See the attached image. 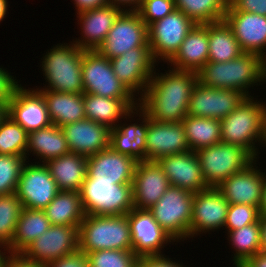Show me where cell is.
Listing matches in <instances>:
<instances>
[{
	"label": "cell",
	"mask_w": 266,
	"mask_h": 267,
	"mask_svg": "<svg viewBox=\"0 0 266 267\" xmlns=\"http://www.w3.org/2000/svg\"><path fill=\"white\" fill-rule=\"evenodd\" d=\"M261 252H266V215L260 216Z\"/></svg>",
	"instance_id": "cell-53"
},
{
	"label": "cell",
	"mask_w": 266,
	"mask_h": 267,
	"mask_svg": "<svg viewBox=\"0 0 266 267\" xmlns=\"http://www.w3.org/2000/svg\"><path fill=\"white\" fill-rule=\"evenodd\" d=\"M259 207L246 204H229L225 221L227 231L236 230L260 219Z\"/></svg>",
	"instance_id": "cell-43"
},
{
	"label": "cell",
	"mask_w": 266,
	"mask_h": 267,
	"mask_svg": "<svg viewBox=\"0 0 266 267\" xmlns=\"http://www.w3.org/2000/svg\"><path fill=\"white\" fill-rule=\"evenodd\" d=\"M8 115L28 133L52 124L43 95L35 89H24L21 84L8 103Z\"/></svg>",
	"instance_id": "cell-19"
},
{
	"label": "cell",
	"mask_w": 266,
	"mask_h": 267,
	"mask_svg": "<svg viewBox=\"0 0 266 267\" xmlns=\"http://www.w3.org/2000/svg\"><path fill=\"white\" fill-rule=\"evenodd\" d=\"M0 248H2V249L4 248L5 251L8 250V248L6 246H4V245H0ZM5 254H6V252L3 253V251L1 252V249H0V267H4L5 266L6 260L9 257V255L5 256Z\"/></svg>",
	"instance_id": "cell-57"
},
{
	"label": "cell",
	"mask_w": 266,
	"mask_h": 267,
	"mask_svg": "<svg viewBox=\"0 0 266 267\" xmlns=\"http://www.w3.org/2000/svg\"><path fill=\"white\" fill-rule=\"evenodd\" d=\"M8 115V105L0 103V124Z\"/></svg>",
	"instance_id": "cell-56"
},
{
	"label": "cell",
	"mask_w": 266,
	"mask_h": 267,
	"mask_svg": "<svg viewBox=\"0 0 266 267\" xmlns=\"http://www.w3.org/2000/svg\"><path fill=\"white\" fill-rule=\"evenodd\" d=\"M59 191L44 163H25L15 192L23 208L44 210Z\"/></svg>",
	"instance_id": "cell-14"
},
{
	"label": "cell",
	"mask_w": 266,
	"mask_h": 267,
	"mask_svg": "<svg viewBox=\"0 0 266 267\" xmlns=\"http://www.w3.org/2000/svg\"><path fill=\"white\" fill-rule=\"evenodd\" d=\"M235 267H246L244 264H236Z\"/></svg>",
	"instance_id": "cell-58"
},
{
	"label": "cell",
	"mask_w": 266,
	"mask_h": 267,
	"mask_svg": "<svg viewBox=\"0 0 266 267\" xmlns=\"http://www.w3.org/2000/svg\"><path fill=\"white\" fill-rule=\"evenodd\" d=\"M155 72L144 94L138 98V106L156 122H182L188 115L192 89L198 82L197 73L175 69L161 75Z\"/></svg>",
	"instance_id": "cell-1"
},
{
	"label": "cell",
	"mask_w": 266,
	"mask_h": 267,
	"mask_svg": "<svg viewBox=\"0 0 266 267\" xmlns=\"http://www.w3.org/2000/svg\"><path fill=\"white\" fill-rule=\"evenodd\" d=\"M109 4H112L116 7H119L120 9H123V8H121V5H122V7L127 6L126 8H128V6L132 5L130 7L131 9L130 8L126 9V11H136L141 4V0H109Z\"/></svg>",
	"instance_id": "cell-52"
},
{
	"label": "cell",
	"mask_w": 266,
	"mask_h": 267,
	"mask_svg": "<svg viewBox=\"0 0 266 267\" xmlns=\"http://www.w3.org/2000/svg\"><path fill=\"white\" fill-rule=\"evenodd\" d=\"M182 125L190 151L196 152L221 142V122L218 119L187 115Z\"/></svg>",
	"instance_id": "cell-36"
},
{
	"label": "cell",
	"mask_w": 266,
	"mask_h": 267,
	"mask_svg": "<svg viewBox=\"0 0 266 267\" xmlns=\"http://www.w3.org/2000/svg\"><path fill=\"white\" fill-rule=\"evenodd\" d=\"M132 250L127 214H86L79 227V250L85 254L99 250Z\"/></svg>",
	"instance_id": "cell-4"
},
{
	"label": "cell",
	"mask_w": 266,
	"mask_h": 267,
	"mask_svg": "<svg viewBox=\"0 0 266 267\" xmlns=\"http://www.w3.org/2000/svg\"><path fill=\"white\" fill-rule=\"evenodd\" d=\"M28 132L9 115L0 124V155L26 156Z\"/></svg>",
	"instance_id": "cell-39"
},
{
	"label": "cell",
	"mask_w": 266,
	"mask_h": 267,
	"mask_svg": "<svg viewBox=\"0 0 266 267\" xmlns=\"http://www.w3.org/2000/svg\"><path fill=\"white\" fill-rule=\"evenodd\" d=\"M7 0H0V22L5 18L7 12Z\"/></svg>",
	"instance_id": "cell-55"
},
{
	"label": "cell",
	"mask_w": 266,
	"mask_h": 267,
	"mask_svg": "<svg viewBox=\"0 0 266 267\" xmlns=\"http://www.w3.org/2000/svg\"><path fill=\"white\" fill-rule=\"evenodd\" d=\"M71 153L91 156L109 147L110 128L87 118L61 127Z\"/></svg>",
	"instance_id": "cell-25"
},
{
	"label": "cell",
	"mask_w": 266,
	"mask_h": 267,
	"mask_svg": "<svg viewBox=\"0 0 266 267\" xmlns=\"http://www.w3.org/2000/svg\"><path fill=\"white\" fill-rule=\"evenodd\" d=\"M157 162L162 167L170 185L192 193L209 188L195 151L166 155L160 157Z\"/></svg>",
	"instance_id": "cell-21"
},
{
	"label": "cell",
	"mask_w": 266,
	"mask_h": 267,
	"mask_svg": "<svg viewBox=\"0 0 266 267\" xmlns=\"http://www.w3.org/2000/svg\"><path fill=\"white\" fill-rule=\"evenodd\" d=\"M45 267H90L87 255L78 250L49 262Z\"/></svg>",
	"instance_id": "cell-46"
},
{
	"label": "cell",
	"mask_w": 266,
	"mask_h": 267,
	"mask_svg": "<svg viewBox=\"0 0 266 267\" xmlns=\"http://www.w3.org/2000/svg\"><path fill=\"white\" fill-rule=\"evenodd\" d=\"M208 56V24H196L168 62L175 70L197 73L208 62Z\"/></svg>",
	"instance_id": "cell-28"
},
{
	"label": "cell",
	"mask_w": 266,
	"mask_h": 267,
	"mask_svg": "<svg viewBox=\"0 0 266 267\" xmlns=\"http://www.w3.org/2000/svg\"><path fill=\"white\" fill-rule=\"evenodd\" d=\"M123 11L125 8L107 4L77 13L84 39L75 40L73 43L83 50H97Z\"/></svg>",
	"instance_id": "cell-26"
},
{
	"label": "cell",
	"mask_w": 266,
	"mask_h": 267,
	"mask_svg": "<svg viewBox=\"0 0 266 267\" xmlns=\"http://www.w3.org/2000/svg\"><path fill=\"white\" fill-rule=\"evenodd\" d=\"M193 199L194 193L170 185L148 210L174 241H184L190 238Z\"/></svg>",
	"instance_id": "cell-6"
},
{
	"label": "cell",
	"mask_w": 266,
	"mask_h": 267,
	"mask_svg": "<svg viewBox=\"0 0 266 267\" xmlns=\"http://www.w3.org/2000/svg\"><path fill=\"white\" fill-rule=\"evenodd\" d=\"M209 62H227L244 53L231 28L223 21L208 24Z\"/></svg>",
	"instance_id": "cell-35"
},
{
	"label": "cell",
	"mask_w": 266,
	"mask_h": 267,
	"mask_svg": "<svg viewBox=\"0 0 266 267\" xmlns=\"http://www.w3.org/2000/svg\"><path fill=\"white\" fill-rule=\"evenodd\" d=\"M245 97L238 90L216 89L197 82L192 89L188 115L221 120L234 111Z\"/></svg>",
	"instance_id": "cell-16"
},
{
	"label": "cell",
	"mask_w": 266,
	"mask_h": 267,
	"mask_svg": "<svg viewBox=\"0 0 266 267\" xmlns=\"http://www.w3.org/2000/svg\"><path fill=\"white\" fill-rule=\"evenodd\" d=\"M80 195L86 214L123 215L134 208L132 184L93 181L86 176Z\"/></svg>",
	"instance_id": "cell-8"
},
{
	"label": "cell",
	"mask_w": 266,
	"mask_h": 267,
	"mask_svg": "<svg viewBox=\"0 0 266 267\" xmlns=\"http://www.w3.org/2000/svg\"><path fill=\"white\" fill-rule=\"evenodd\" d=\"M176 9L189 17L195 24L223 21L228 0H175Z\"/></svg>",
	"instance_id": "cell-37"
},
{
	"label": "cell",
	"mask_w": 266,
	"mask_h": 267,
	"mask_svg": "<svg viewBox=\"0 0 266 267\" xmlns=\"http://www.w3.org/2000/svg\"><path fill=\"white\" fill-rule=\"evenodd\" d=\"M229 202L215 187L194 193L190 236L224 228Z\"/></svg>",
	"instance_id": "cell-17"
},
{
	"label": "cell",
	"mask_w": 266,
	"mask_h": 267,
	"mask_svg": "<svg viewBox=\"0 0 266 267\" xmlns=\"http://www.w3.org/2000/svg\"><path fill=\"white\" fill-rule=\"evenodd\" d=\"M169 186V181L157 161L138 162L132 181L134 208L149 209L158 202Z\"/></svg>",
	"instance_id": "cell-23"
},
{
	"label": "cell",
	"mask_w": 266,
	"mask_h": 267,
	"mask_svg": "<svg viewBox=\"0 0 266 267\" xmlns=\"http://www.w3.org/2000/svg\"><path fill=\"white\" fill-rule=\"evenodd\" d=\"M254 160L245 169L231 175L216 187L229 204H246L259 207L264 174Z\"/></svg>",
	"instance_id": "cell-24"
},
{
	"label": "cell",
	"mask_w": 266,
	"mask_h": 267,
	"mask_svg": "<svg viewBox=\"0 0 266 267\" xmlns=\"http://www.w3.org/2000/svg\"><path fill=\"white\" fill-rule=\"evenodd\" d=\"M142 117V124H121L110 129L109 146L121 154L134 158L137 162L145 161L146 133L148 129V115L137 107ZM141 110V111H140ZM142 114V115H141Z\"/></svg>",
	"instance_id": "cell-29"
},
{
	"label": "cell",
	"mask_w": 266,
	"mask_h": 267,
	"mask_svg": "<svg viewBox=\"0 0 266 267\" xmlns=\"http://www.w3.org/2000/svg\"><path fill=\"white\" fill-rule=\"evenodd\" d=\"M176 9L175 0H141L136 12L147 26Z\"/></svg>",
	"instance_id": "cell-44"
},
{
	"label": "cell",
	"mask_w": 266,
	"mask_h": 267,
	"mask_svg": "<svg viewBox=\"0 0 266 267\" xmlns=\"http://www.w3.org/2000/svg\"><path fill=\"white\" fill-rule=\"evenodd\" d=\"M196 154L207 186L215 188L255 160L242 147L224 142L198 149Z\"/></svg>",
	"instance_id": "cell-7"
},
{
	"label": "cell",
	"mask_w": 266,
	"mask_h": 267,
	"mask_svg": "<svg viewBox=\"0 0 266 267\" xmlns=\"http://www.w3.org/2000/svg\"><path fill=\"white\" fill-rule=\"evenodd\" d=\"M110 63L115 75L127 89L133 95L137 91V94L141 92V97L148 87L157 62L153 59L150 47H137L110 59Z\"/></svg>",
	"instance_id": "cell-15"
},
{
	"label": "cell",
	"mask_w": 266,
	"mask_h": 267,
	"mask_svg": "<svg viewBox=\"0 0 266 267\" xmlns=\"http://www.w3.org/2000/svg\"><path fill=\"white\" fill-rule=\"evenodd\" d=\"M137 267H183L166 256L141 257L138 259ZM186 267V266H185Z\"/></svg>",
	"instance_id": "cell-48"
},
{
	"label": "cell",
	"mask_w": 266,
	"mask_h": 267,
	"mask_svg": "<svg viewBox=\"0 0 266 267\" xmlns=\"http://www.w3.org/2000/svg\"><path fill=\"white\" fill-rule=\"evenodd\" d=\"M44 97L52 124L62 127L85 119L83 93L72 94L38 90Z\"/></svg>",
	"instance_id": "cell-31"
},
{
	"label": "cell",
	"mask_w": 266,
	"mask_h": 267,
	"mask_svg": "<svg viewBox=\"0 0 266 267\" xmlns=\"http://www.w3.org/2000/svg\"><path fill=\"white\" fill-rule=\"evenodd\" d=\"M135 99L137 98H108L83 93L85 116L89 120L112 129L123 117L127 119V117L131 118L132 114L133 116L135 113L139 114L137 110L139 102L134 101Z\"/></svg>",
	"instance_id": "cell-27"
},
{
	"label": "cell",
	"mask_w": 266,
	"mask_h": 267,
	"mask_svg": "<svg viewBox=\"0 0 266 267\" xmlns=\"http://www.w3.org/2000/svg\"><path fill=\"white\" fill-rule=\"evenodd\" d=\"M82 83L83 93L108 98L135 97L115 75L110 59L97 50L83 51Z\"/></svg>",
	"instance_id": "cell-9"
},
{
	"label": "cell",
	"mask_w": 266,
	"mask_h": 267,
	"mask_svg": "<svg viewBox=\"0 0 266 267\" xmlns=\"http://www.w3.org/2000/svg\"><path fill=\"white\" fill-rule=\"evenodd\" d=\"M229 241L235 248L233 265L244 264L249 258L261 252L260 220L242 228L228 231Z\"/></svg>",
	"instance_id": "cell-38"
},
{
	"label": "cell",
	"mask_w": 266,
	"mask_h": 267,
	"mask_svg": "<svg viewBox=\"0 0 266 267\" xmlns=\"http://www.w3.org/2000/svg\"><path fill=\"white\" fill-rule=\"evenodd\" d=\"M260 215H266V174L264 173L261 202L259 205Z\"/></svg>",
	"instance_id": "cell-54"
},
{
	"label": "cell",
	"mask_w": 266,
	"mask_h": 267,
	"mask_svg": "<svg viewBox=\"0 0 266 267\" xmlns=\"http://www.w3.org/2000/svg\"><path fill=\"white\" fill-rule=\"evenodd\" d=\"M51 227L44 210L23 208L12 241L6 246L9 254H21L30 243Z\"/></svg>",
	"instance_id": "cell-32"
},
{
	"label": "cell",
	"mask_w": 266,
	"mask_h": 267,
	"mask_svg": "<svg viewBox=\"0 0 266 267\" xmlns=\"http://www.w3.org/2000/svg\"><path fill=\"white\" fill-rule=\"evenodd\" d=\"M79 250V227L51 225L20 254L33 263L47 265Z\"/></svg>",
	"instance_id": "cell-12"
},
{
	"label": "cell",
	"mask_w": 266,
	"mask_h": 267,
	"mask_svg": "<svg viewBox=\"0 0 266 267\" xmlns=\"http://www.w3.org/2000/svg\"><path fill=\"white\" fill-rule=\"evenodd\" d=\"M198 82L206 87L230 89L249 97V87L266 82V59L255 53H242L227 62H207L198 72ZM254 84V85H253Z\"/></svg>",
	"instance_id": "cell-2"
},
{
	"label": "cell",
	"mask_w": 266,
	"mask_h": 267,
	"mask_svg": "<svg viewBox=\"0 0 266 267\" xmlns=\"http://www.w3.org/2000/svg\"><path fill=\"white\" fill-rule=\"evenodd\" d=\"M39 157L42 163L70 153L66 138L61 127L51 124L48 127L28 133L27 153Z\"/></svg>",
	"instance_id": "cell-33"
},
{
	"label": "cell",
	"mask_w": 266,
	"mask_h": 267,
	"mask_svg": "<svg viewBox=\"0 0 266 267\" xmlns=\"http://www.w3.org/2000/svg\"><path fill=\"white\" fill-rule=\"evenodd\" d=\"M137 161L110 146L87 157V176L93 181L132 184Z\"/></svg>",
	"instance_id": "cell-18"
},
{
	"label": "cell",
	"mask_w": 266,
	"mask_h": 267,
	"mask_svg": "<svg viewBox=\"0 0 266 267\" xmlns=\"http://www.w3.org/2000/svg\"><path fill=\"white\" fill-rule=\"evenodd\" d=\"M45 165L60 191H81L87 176V156L70 152Z\"/></svg>",
	"instance_id": "cell-30"
},
{
	"label": "cell",
	"mask_w": 266,
	"mask_h": 267,
	"mask_svg": "<svg viewBox=\"0 0 266 267\" xmlns=\"http://www.w3.org/2000/svg\"><path fill=\"white\" fill-rule=\"evenodd\" d=\"M83 51L74 43L53 46L42 59L41 68L48 86L36 89L72 94L83 93Z\"/></svg>",
	"instance_id": "cell-5"
},
{
	"label": "cell",
	"mask_w": 266,
	"mask_h": 267,
	"mask_svg": "<svg viewBox=\"0 0 266 267\" xmlns=\"http://www.w3.org/2000/svg\"><path fill=\"white\" fill-rule=\"evenodd\" d=\"M244 265L246 267H266V252H259L249 258Z\"/></svg>",
	"instance_id": "cell-51"
},
{
	"label": "cell",
	"mask_w": 266,
	"mask_h": 267,
	"mask_svg": "<svg viewBox=\"0 0 266 267\" xmlns=\"http://www.w3.org/2000/svg\"><path fill=\"white\" fill-rule=\"evenodd\" d=\"M221 122V142L233 144L258 157L255 142L266 145V104L245 97L238 107Z\"/></svg>",
	"instance_id": "cell-3"
},
{
	"label": "cell",
	"mask_w": 266,
	"mask_h": 267,
	"mask_svg": "<svg viewBox=\"0 0 266 267\" xmlns=\"http://www.w3.org/2000/svg\"><path fill=\"white\" fill-rule=\"evenodd\" d=\"M51 225L80 227L86 216L80 192L59 191L44 209Z\"/></svg>",
	"instance_id": "cell-34"
},
{
	"label": "cell",
	"mask_w": 266,
	"mask_h": 267,
	"mask_svg": "<svg viewBox=\"0 0 266 267\" xmlns=\"http://www.w3.org/2000/svg\"><path fill=\"white\" fill-rule=\"evenodd\" d=\"M90 267H137L138 257L132 250H99L87 253Z\"/></svg>",
	"instance_id": "cell-42"
},
{
	"label": "cell",
	"mask_w": 266,
	"mask_h": 267,
	"mask_svg": "<svg viewBox=\"0 0 266 267\" xmlns=\"http://www.w3.org/2000/svg\"><path fill=\"white\" fill-rule=\"evenodd\" d=\"M132 251L138 257L163 256L164 244L175 242L148 209L133 208L127 213Z\"/></svg>",
	"instance_id": "cell-13"
},
{
	"label": "cell",
	"mask_w": 266,
	"mask_h": 267,
	"mask_svg": "<svg viewBox=\"0 0 266 267\" xmlns=\"http://www.w3.org/2000/svg\"><path fill=\"white\" fill-rule=\"evenodd\" d=\"M4 267H45V265L28 261L20 254H9Z\"/></svg>",
	"instance_id": "cell-49"
},
{
	"label": "cell",
	"mask_w": 266,
	"mask_h": 267,
	"mask_svg": "<svg viewBox=\"0 0 266 267\" xmlns=\"http://www.w3.org/2000/svg\"><path fill=\"white\" fill-rule=\"evenodd\" d=\"M190 151L182 122H156L148 116L145 161Z\"/></svg>",
	"instance_id": "cell-20"
},
{
	"label": "cell",
	"mask_w": 266,
	"mask_h": 267,
	"mask_svg": "<svg viewBox=\"0 0 266 267\" xmlns=\"http://www.w3.org/2000/svg\"><path fill=\"white\" fill-rule=\"evenodd\" d=\"M196 24L180 10L175 9L148 26V44L155 61L167 62L179 50L187 34Z\"/></svg>",
	"instance_id": "cell-10"
},
{
	"label": "cell",
	"mask_w": 266,
	"mask_h": 267,
	"mask_svg": "<svg viewBox=\"0 0 266 267\" xmlns=\"http://www.w3.org/2000/svg\"><path fill=\"white\" fill-rule=\"evenodd\" d=\"M223 20L231 28L243 52L255 53L266 59V16L226 11Z\"/></svg>",
	"instance_id": "cell-22"
},
{
	"label": "cell",
	"mask_w": 266,
	"mask_h": 267,
	"mask_svg": "<svg viewBox=\"0 0 266 267\" xmlns=\"http://www.w3.org/2000/svg\"><path fill=\"white\" fill-rule=\"evenodd\" d=\"M137 47H150L148 26L136 11H123L97 51L108 59L121 56Z\"/></svg>",
	"instance_id": "cell-11"
},
{
	"label": "cell",
	"mask_w": 266,
	"mask_h": 267,
	"mask_svg": "<svg viewBox=\"0 0 266 267\" xmlns=\"http://www.w3.org/2000/svg\"><path fill=\"white\" fill-rule=\"evenodd\" d=\"M22 210L16 193L0 195V245L7 246L12 241Z\"/></svg>",
	"instance_id": "cell-40"
},
{
	"label": "cell",
	"mask_w": 266,
	"mask_h": 267,
	"mask_svg": "<svg viewBox=\"0 0 266 267\" xmlns=\"http://www.w3.org/2000/svg\"><path fill=\"white\" fill-rule=\"evenodd\" d=\"M76 4V13L105 6L109 4V0H74Z\"/></svg>",
	"instance_id": "cell-50"
},
{
	"label": "cell",
	"mask_w": 266,
	"mask_h": 267,
	"mask_svg": "<svg viewBox=\"0 0 266 267\" xmlns=\"http://www.w3.org/2000/svg\"><path fill=\"white\" fill-rule=\"evenodd\" d=\"M5 70L6 69H3V67L0 68V103L8 105L19 84L15 81L16 79Z\"/></svg>",
	"instance_id": "cell-47"
},
{
	"label": "cell",
	"mask_w": 266,
	"mask_h": 267,
	"mask_svg": "<svg viewBox=\"0 0 266 267\" xmlns=\"http://www.w3.org/2000/svg\"><path fill=\"white\" fill-rule=\"evenodd\" d=\"M26 156L0 155V195L16 192Z\"/></svg>",
	"instance_id": "cell-41"
},
{
	"label": "cell",
	"mask_w": 266,
	"mask_h": 267,
	"mask_svg": "<svg viewBox=\"0 0 266 267\" xmlns=\"http://www.w3.org/2000/svg\"><path fill=\"white\" fill-rule=\"evenodd\" d=\"M226 11H243L266 16V0H228Z\"/></svg>",
	"instance_id": "cell-45"
}]
</instances>
